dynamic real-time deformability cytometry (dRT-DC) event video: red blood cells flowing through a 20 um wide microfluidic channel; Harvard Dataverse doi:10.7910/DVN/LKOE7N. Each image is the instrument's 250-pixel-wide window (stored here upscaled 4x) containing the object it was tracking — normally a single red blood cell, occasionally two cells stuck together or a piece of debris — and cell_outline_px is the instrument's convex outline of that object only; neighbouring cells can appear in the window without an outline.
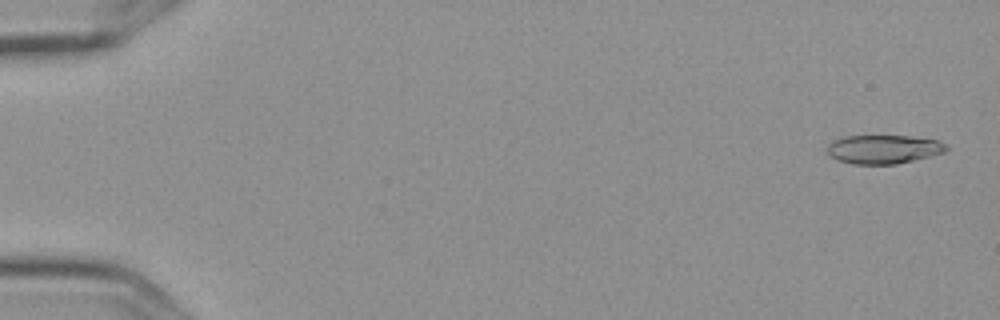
{"species": "Egyptian fruit bat (a non-hibernating species)", "species_latin": "Rousettus aegyptiacus", "temperature_condition": "cold", "stored_images_in_passage": 6, "camera_frame_rate_fps": 3000, "um_per_image_px": 0.085, "frame": {"image": 1, "passage_image": 1, "time_ms": 0.0, "image_size_px": [1000, 320], "cell_outline_px": [[948, 152], [896, 164], [852, 164], [836, 160], [828, 152], [828, 144], [844, 136], [908, 136], [936, 140], [944, 144], [948, 148]], "centroid_in_image_um": [75.12, 12.69], "position_along_channel_um": 9.9, "area_um2": 19.83}}
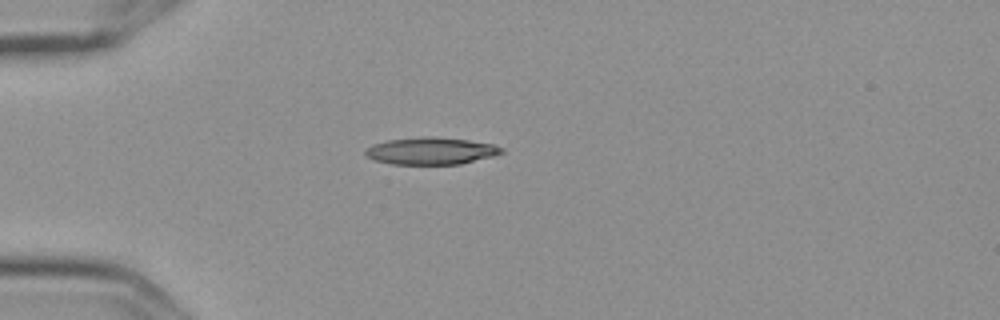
{"frame": {"image": 2, "passage_image": 5, "time_ms": 1.333, "image_size_px": [1000, 320], "cell_outline_px": [[504, 152], [492, 156], [460, 164], [392, 164], [372, 160], [364, 156], [364, 152], [372, 144], [388, 140], [424, 136], [428, 136], [468, 140], [492, 144], [504, 148]], "centroid_in_image_um": [36.59, 12.83], "position_along_channel_um": 48.4, "area_um2": 21.5}}